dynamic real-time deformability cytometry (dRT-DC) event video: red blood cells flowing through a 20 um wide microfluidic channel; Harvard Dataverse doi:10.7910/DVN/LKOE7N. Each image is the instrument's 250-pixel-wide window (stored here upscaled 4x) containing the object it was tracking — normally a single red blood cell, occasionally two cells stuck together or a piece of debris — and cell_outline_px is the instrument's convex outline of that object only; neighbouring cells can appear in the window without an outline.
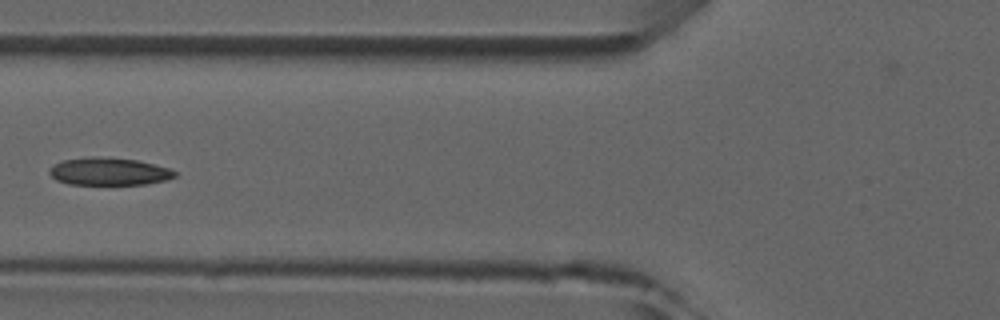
{"species": "common noctule bat (a hibernating species)", "species_latin": "Nyctalus noctula", "temperature_condition": "room temperature", "stored_images_in_passage": 8, "camera_frame_rate_fps": 3000, "um_per_image_px": 0.085, "animal": {"sex": "male", "forearm_length_mm": 52.5}, "frame": {"image": 1, "passage_image": 6, "time_ms": 5.667, "image_size_px": [1000, 320], "cell_outline_px": [[180, 172], [176, 176], [168, 180], [144, 184], [68, 184], [56, 180], [48, 172], [48, 168], [64, 160], [88, 156], [96, 156], [136, 160], [172, 168]], "centroid_in_image_um": [9.31, 14.57], "position_along_channel_um": 116.5, "area_um2": 20.35}}
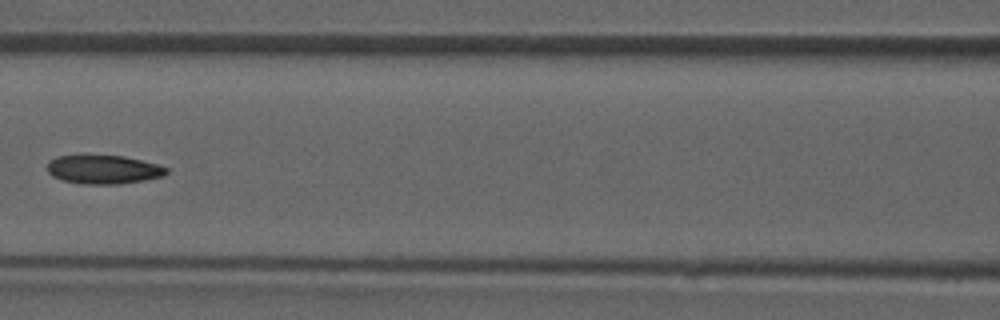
{"frame": {"image": 2, "passage_image": 7, "time_ms": 6.667, "image_size_px": [1000, 320], "cell_outline_px": [[168, 172], [164, 176], [144, 180], [120, 184], [80, 184], [60, 180], [52, 176], [48, 172], [48, 160], [56, 156], [124, 156], [160, 164], [168, 168]], "centroid_in_image_um": [8.81, 14.42], "position_along_channel_um": 157.8, "area_um2": 20.11}}